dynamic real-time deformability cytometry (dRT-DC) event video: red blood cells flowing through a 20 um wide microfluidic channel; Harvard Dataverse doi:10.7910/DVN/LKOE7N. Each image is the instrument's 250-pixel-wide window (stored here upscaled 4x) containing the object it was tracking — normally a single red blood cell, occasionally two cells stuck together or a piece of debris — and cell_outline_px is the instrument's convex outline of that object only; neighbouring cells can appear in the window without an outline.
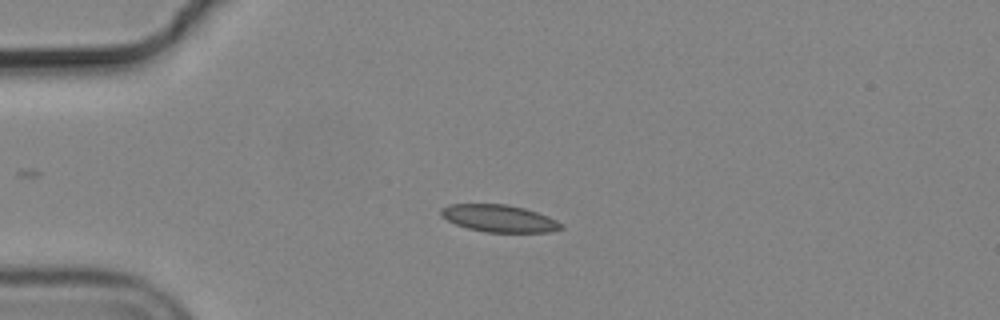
{"species": "common noctule bat (a hibernating species)", "species_latin": "Nyctalus noctula", "temperature_condition": "cold", "stored_images_in_passage": 39, "camera_frame_rate_fps": 3000, "um_per_image_px": 0.085, "animal": {"sex": "male", "body_mass_g": 19.2, "forearm_length_mm": 51.8}, "frame": {"image": 1, "passage_image": 1, "time_ms": 0.0, "image_size_px": [1000, 320], "cell_outline_px": [[564, 228], [552, 232], [488, 232], [468, 228], [456, 224], [440, 216], [440, 208], [448, 204], [508, 204], [524, 208], [548, 216], [564, 224]], "centroid_in_image_um": [42.43, 18.56], "position_along_channel_um": 42.6, "area_um2": 19.13}}
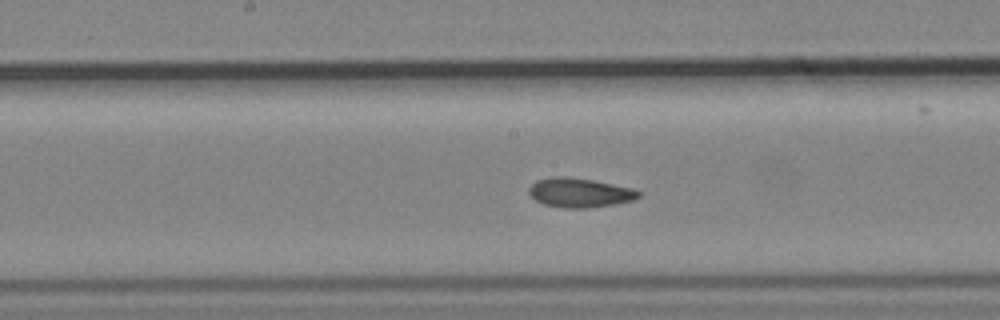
{"frame": {"image": 2, "passage_image": 16, "time_ms": 5.0, "image_size_px": [1000, 320], "cell_outline_px": [[640, 196], [632, 200], [612, 204], [584, 208], [564, 208], [544, 204], [536, 200], [528, 192], [528, 188], [536, 180], [556, 176], [568, 176], [592, 180], [632, 188], [640, 192]], "centroid_in_image_um": [49.23, 16.37], "position_along_channel_um": 199.0, "area_um2": 18.5}}
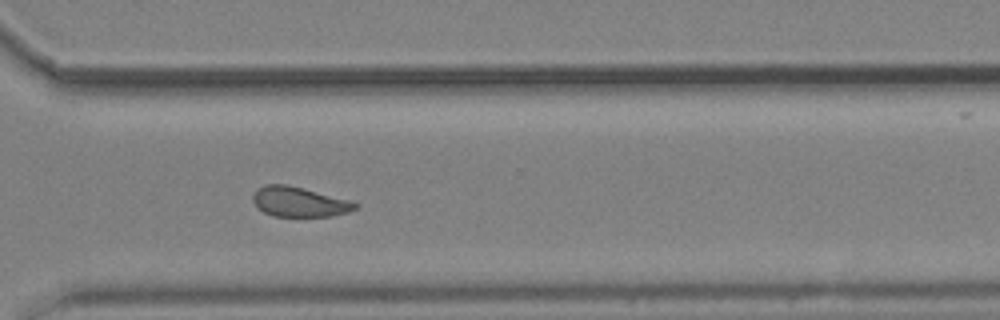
{"frame": {"image": 3, "passage_image": 28, "time_ms": 9.0, "image_size_px": [1000, 320], "cell_outline_px": [[360, 204], [356, 208], [348, 212], [332, 216], [272, 216], [264, 212], [252, 200], [252, 196], [256, 188], [264, 184], [288, 184], [304, 188], [348, 200]], "centroid_in_image_um": [25.41, 17.14], "position_along_channel_um": 345.2, "area_um2": 17.8}, "authors_computed_cell_mechanics": {"area_um2": 18.207, "velocity_mm_per_s": 3.6661, "shape_relaxation_time_tau1_ms": null, "shape_relaxation_time_tau2_ms": 2.065, "deformation_change_tau1": null, "deformation_change_tau2": 0.0745}}